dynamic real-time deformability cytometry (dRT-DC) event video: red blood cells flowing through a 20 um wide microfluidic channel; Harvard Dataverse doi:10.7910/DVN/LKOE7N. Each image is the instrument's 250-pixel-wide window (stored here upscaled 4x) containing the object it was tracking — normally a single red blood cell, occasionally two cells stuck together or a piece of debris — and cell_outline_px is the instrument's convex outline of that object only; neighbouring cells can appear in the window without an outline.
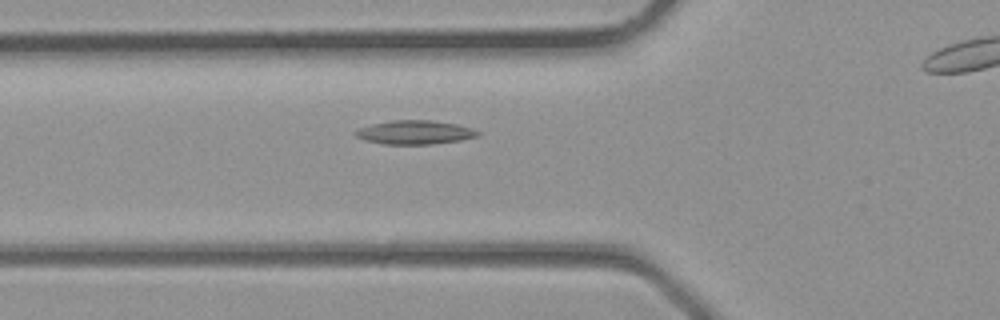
{"species": "common noctule bat (a hibernating species)", "species_latin": "Nyctalus noctula", "temperature_condition": "room temperature", "stored_images_in_passage": 5, "camera_frame_rate_fps": 3000, "um_per_image_px": 0.085, "animal": {"sex": "male", "body_mass_g": 23.1, "forearm_length_mm": 52.7}, "frame": {"image": 1, "passage_image": 4, "time_ms": 1.0, "image_size_px": [1000, 320], "cell_outline_px": [[480, 132], [476, 136], [460, 140], [432, 144], [384, 144], [364, 140], [356, 136], [352, 132], [360, 128], [372, 124], [392, 120], [428, 120], [456, 124], [472, 128]], "centroid_in_image_um": [35.22, 11.25], "position_along_channel_um": 90.6, "area_um2": 16.82}}